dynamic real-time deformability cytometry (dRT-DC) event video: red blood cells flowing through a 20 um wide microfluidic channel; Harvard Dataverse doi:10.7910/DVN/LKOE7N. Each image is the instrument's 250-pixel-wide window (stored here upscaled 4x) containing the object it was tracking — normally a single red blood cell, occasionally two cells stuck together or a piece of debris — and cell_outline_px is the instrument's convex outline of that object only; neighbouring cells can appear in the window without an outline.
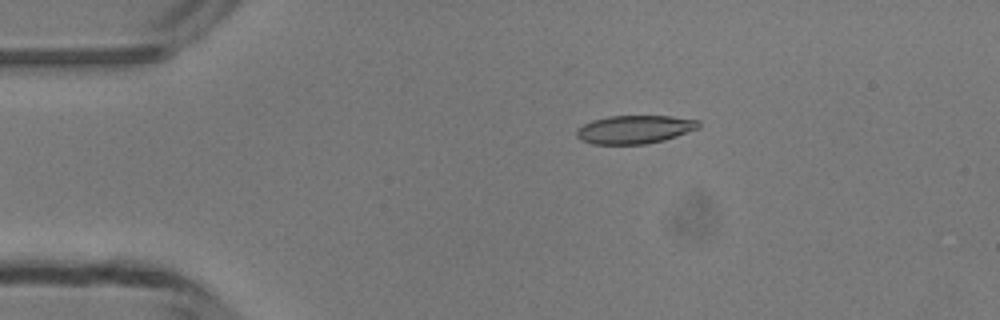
{"species": "common noctule bat (a hibernating species)", "species_latin": "Nyctalus noctula", "temperature_condition": "room temperature", "stored_images_in_passage": 41, "camera_frame_rate_fps": 3000, "um_per_image_px": 0.085, "animal": {"sex": "male", "body_mass_g": 13.3}, "frame": {"image": 1, "passage_image": 1, "time_ms": 0.0, "image_size_px": [1000, 320], "cell_outline_px": [[700, 128], [664, 140], [644, 144], [592, 144], [580, 140], [576, 136], [576, 132], [584, 124], [592, 120], [608, 116], [672, 116], [700, 120]], "centroid_in_image_um": [53.96, 11.0], "position_along_channel_um": 31.0, "area_um2": 20.17}}
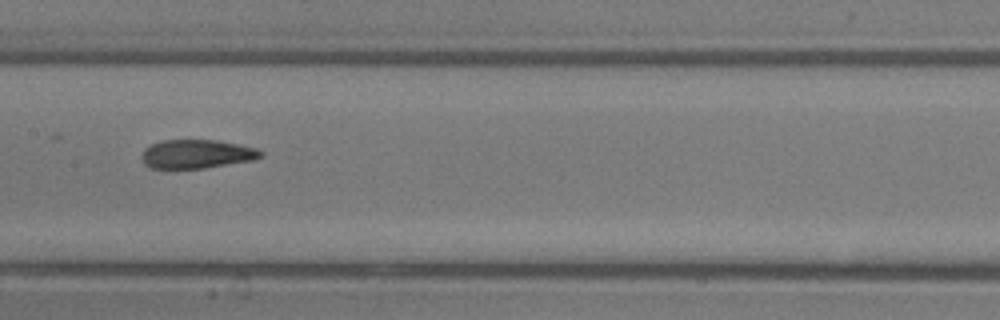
{"frame": {"image": 2, "passage_image": 16, "time_ms": 5.0, "image_size_px": [1000, 320], "cell_outline_px": [[264, 156], [252, 160], [204, 168], [152, 168], [144, 164], [144, 148], [160, 140], [216, 140], [256, 148], [264, 152]], "centroid_in_image_um": [16.75, 13.08], "position_along_channel_um": 190.7, "area_um2": 19.71}}
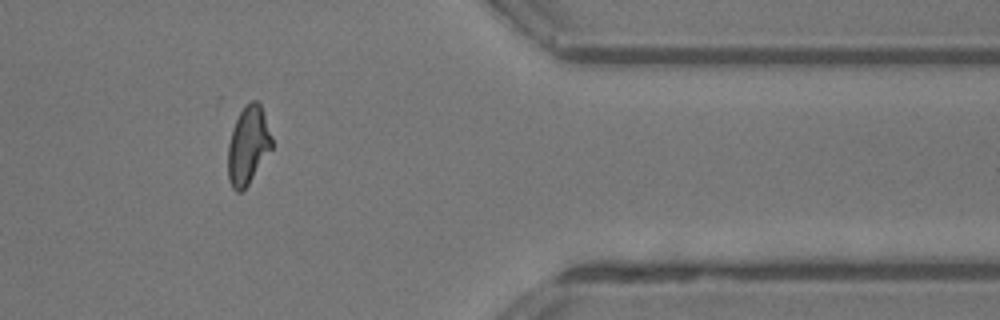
{"frame": {"image": 3, "passage_image": 32, "time_ms": 10.333, "image_size_px": [1000, 320], "cell_outline_px": [[272, 148], [248, 184], [240, 192], [236, 192], [232, 188], [228, 176], [228, 144], [236, 120], [240, 112], [252, 100], [256, 100], [260, 104], [272, 136]], "centroid_in_image_um": [21.09, 12.37], "position_along_channel_um": 390.3, "area_um2": 19.54}, "authors_computed_cell_mechanics": {"area_um2": 20.1722, "velocity_mm_per_s": 4.1834, "shape_relaxation_time_tau1_ms": 6.0609, "shape_relaxation_time_tau2_ms": 1.346, "deformation_change_tau1": 0.207, "deformation_change_tau2": 0.0892}}